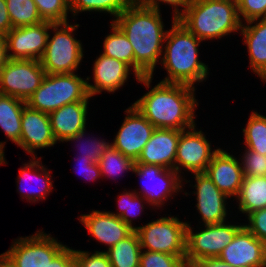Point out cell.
Instances as JSON below:
<instances>
[{
    "label": "cell",
    "instance_id": "6da1fadb",
    "mask_svg": "<svg viewBox=\"0 0 266 267\" xmlns=\"http://www.w3.org/2000/svg\"><path fill=\"white\" fill-rule=\"evenodd\" d=\"M153 79L154 76L139 78L137 82L146 90L151 88L132 104L155 128L185 130L194 126L199 107L197 88L162 81L152 87Z\"/></svg>",
    "mask_w": 266,
    "mask_h": 267
},
{
    "label": "cell",
    "instance_id": "7a4b0ae2",
    "mask_svg": "<svg viewBox=\"0 0 266 267\" xmlns=\"http://www.w3.org/2000/svg\"><path fill=\"white\" fill-rule=\"evenodd\" d=\"M161 10L140 4L136 0L114 19L124 32L134 52V72L141 78L154 76L160 64L168 28Z\"/></svg>",
    "mask_w": 266,
    "mask_h": 267
},
{
    "label": "cell",
    "instance_id": "3957f363",
    "mask_svg": "<svg viewBox=\"0 0 266 267\" xmlns=\"http://www.w3.org/2000/svg\"><path fill=\"white\" fill-rule=\"evenodd\" d=\"M171 18V27L166 34L160 62L167 75L160 81L186 84L197 88L195 86L206 82L210 75L208 64L202 62L199 56V47L203 42L175 16Z\"/></svg>",
    "mask_w": 266,
    "mask_h": 267
},
{
    "label": "cell",
    "instance_id": "277c9868",
    "mask_svg": "<svg viewBox=\"0 0 266 267\" xmlns=\"http://www.w3.org/2000/svg\"><path fill=\"white\" fill-rule=\"evenodd\" d=\"M202 42L240 33L237 0H193L177 17Z\"/></svg>",
    "mask_w": 266,
    "mask_h": 267
},
{
    "label": "cell",
    "instance_id": "5b68a950",
    "mask_svg": "<svg viewBox=\"0 0 266 267\" xmlns=\"http://www.w3.org/2000/svg\"><path fill=\"white\" fill-rule=\"evenodd\" d=\"M69 22L53 23L50 27L47 46L40 60L46 74L78 72L83 62L84 47L75 37L80 24Z\"/></svg>",
    "mask_w": 266,
    "mask_h": 267
},
{
    "label": "cell",
    "instance_id": "8992f818",
    "mask_svg": "<svg viewBox=\"0 0 266 267\" xmlns=\"http://www.w3.org/2000/svg\"><path fill=\"white\" fill-rule=\"evenodd\" d=\"M87 79L76 72L46 74L40 87L28 98L31 109L50 113L69 103L89 101Z\"/></svg>",
    "mask_w": 266,
    "mask_h": 267
},
{
    "label": "cell",
    "instance_id": "52a82bcc",
    "mask_svg": "<svg viewBox=\"0 0 266 267\" xmlns=\"http://www.w3.org/2000/svg\"><path fill=\"white\" fill-rule=\"evenodd\" d=\"M133 173L142 180L140 181L142 182L141 189L135 188L133 190L147 201L152 207L151 210H164L162 207L167 205L168 200L171 202V199L173 200L179 192H183L185 196H190V193L183 190L185 187L184 178L174 169L153 164L134 163Z\"/></svg>",
    "mask_w": 266,
    "mask_h": 267
},
{
    "label": "cell",
    "instance_id": "ba28073f",
    "mask_svg": "<svg viewBox=\"0 0 266 267\" xmlns=\"http://www.w3.org/2000/svg\"><path fill=\"white\" fill-rule=\"evenodd\" d=\"M186 226L177 215L165 214L144 225L136 226L141 249L180 256L185 261Z\"/></svg>",
    "mask_w": 266,
    "mask_h": 267
},
{
    "label": "cell",
    "instance_id": "9c48e42d",
    "mask_svg": "<svg viewBox=\"0 0 266 267\" xmlns=\"http://www.w3.org/2000/svg\"><path fill=\"white\" fill-rule=\"evenodd\" d=\"M198 226H196L198 231L194 232L195 228L187 221L185 263L188 266L196 260L218 258L244 223L234 221L233 224L227 221L221 224Z\"/></svg>",
    "mask_w": 266,
    "mask_h": 267
},
{
    "label": "cell",
    "instance_id": "30bf717a",
    "mask_svg": "<svg viewBox=\"0 0 266 267\" xmlns=\"http://www.w3.org/2000/svg\"><path fill=\"white\" fill-rule=\"evenodd\" d=\"M66 246L38 229L35 234L14 239L2 254L14 267H46Z\"/></svg>",
    "mask_w": 266,
    "mask_h": 267
},
{
    "label": "cell",
    "instance_id": "8fae6325",
    "mask_svg": "<svg viewBox=\"0 0 266 267\" xmlns=\"http://www.w3.org/2000/svg\"><path fill=\"white\" fill-rule=\"evenodd\" d=\"M196 126L182 130L177 144L175 171L184 179L186 174L183 171L187 174L205 172L213 156L220 150V147L213 149L206 134Z\"/></svg>",
    "mask_w": 266,
    "mask_h": 267
},
{
    "label": "cell",
    "instance_id": "7c38bea8",
    "mask_svg": "<svg viewBox=\"0 0 266 267\" xmlns=\"http://www.w3.org/2000/svg\"><path fill=\"white\" fill-rule=\"evenodd\" d=\"M46 75L38 60H11L0 69V93L23 101L40 87Z\"/></svg>",
    "mask_w": 266,
    "mask_h": 267
},
{
    "label": "cell",
    "instance_id": "4fadbf2b",
    "mask_svg": "<svg viewBox=\"0 0 266 267\" xmlns=\"http://www.w3.org/2000/svg\"><path fill=\"white\" fill-rule=\"evenodd\" d=\"M192 178L195 179L194 185L193 180L184 179V183L193 187L194 191L190 193L196 196L195 208L201 217L199 220L200 226L221 224L227 222L228 216L231 212L228 208L227 200H231L226 194H224L208 177L205 172L191 173ZM228 211L230 213H228ZM202 223V225H201Z\"/></svg>",
    "mask_w": 266,
    "mask_h": 267
},
{
    "label": "cell",
    "instance_id": "5bb4252c",
    "mask_svg": "<svg viewBox=\"0 0 266 267\" xmlns=\"http://www.w3.org/2000/svg\"><path fill=\"white\" fill-rule=\"evenodd\" d=\"M52 24L43 21L35 25L12 28L4 36L8 59L40 61L47 46Z\"/></svg>",
    "mask_w": 266,
    "mask_h": 267
},
{
    "label": "cell",
    "instance_id": "9a60e30c",
    "mask_svg": "<svg viewBox=\"0 0 266 267\" xmlns=\"http://www.w3.org/2000/svg\"><path fill=\"white\" fill-rule=\"evenodd\" d=\"M124 112L126 115L111 145L135 162L156 128L133 104Z\"/></svg>",
    "mask_w": 266,
    "mask_h": 267
},
{
    "label": "cell",
    "instance_id": "2e32d148",
    "mask_svg": "<svg viewBox=\"0 0 266 267\" xmlns=\"http://www.w3.org/2000/svg\"><path fill=\"white\" fill-rule=\"evenodd\" d=\"M92 66V81L94 84L89 83L90 76L86 77L88 93L92 98L96 94H102V92L114 94L124 87L130 77V73L133 74L135 80H139L136 73L126 63L101 53L93 61Z\"/></svg>",
    "mask_w": 266,
    "mask_h": 267
},
{
    "label": "cell",
    "instance_id": "e0dca14e",
    "mask_svg": "<svg viewBox=\"0 0 266 267\" xmlns=\"http://www.w3.org/2000/svg\"><path fill=\"white\" fill-rule=\"evenodd\" d=\"M57 143L51 128L49 114L25 105L21 119V139L17 146L31 157H37V150L49 149Z\"/></svg>",
    "mask_w": 266,
    "mask_h": 267
},
{
    "label": "cell",
    "instance_id": "ac0fdd59",
    "mask_svg": "<svg viewBox=\"0 0 266 267\" xmlns=\"http://www.w3.org/2000/svg\"><path fill=\"white\" fill-rule=\"evenodd\" d=\"M218 259L234 267L266 266V243L243 226L220 253Z\"/></svg>",
    "mask_w": 266,
    "mask_h": 267
},
{
    "label": "cell",
    "instance_id": "d6986e66",
    "mask_svg": "<svg viewBox=\"0 0 266 267\" xmlns=\"http://www.w3.org/2000/svg\"><path fill=\"white\" fill-rule=\"evenodd\" d=\"M41 160L42 157H31L27 163L24 162L22 164L23 166L18 168L19 172L16 179L17 192L20 193L21 199L24 198L26 202L32 204L46 200V197L50 195L49 193L54 191L51 169L49 170L48 167L45 166L46 164H43ZM27 182L28 186L26 184ZM34 182L37 186H34L36 185Z\"/></svg>",
    "mask_w": 266,
    "mask_h": 267
},
{
    "label": "cell",
    "instance_id": "ffe728a7",
    "mask_svg": "<svg viewBox=\"0 0 266 267\" xmlns=\"http://www.w3.org/2000/svg\"><path fill=\"white\" fill-rule=\"evenodd\" d=\"M77 219L80 224L84 225V229H87L91 238L106 246L104 251H107L133 231L120 217L105 209L104 211L92 209L89 214L81 213Z\"/></svg>",
    "mask_w": 266,
    "mask_h": 267
},
{
    "label": "cell",
    "instance_id": "44dd1931",
    "mask_svg": "<svg viewBox=\"0 0 266 267\" xmlns=\"http://www.w3.org/2000/svg\"><path fill=\"white\" fill-rule=\"evenodd\" d=\"M223 148L213 156L205 173L230 199H235L244 180L240 159Z\"/></svg>",
    "mask_w": 266,
    "mask_h": 267
},
{
    "label": "cell",
    "instance_id": "7402d4cb",
    "mask_svg": "<svg viewBox=\"0 0 266 267\" xmlns=\"http://www.w3.org/2000/svg\"><path fill=\"white\" fill-rule=\"evenodd\" d=\"M182 130L156 128L134 163L159 165L175 170L177 144Z\"/></svg>",
    "mask_w": 266,
    "mask_h": 267
},
{
    "label": "cell",
    "instance_id": "603a6c76",
    "mask_svg": "<svg viewBox=\"0 0 266 267\" xmlns=\"http://www.w3.org/2000/svg\"><path fill=\"white\" fill-rule=\"evenodd\" d=\"M89 101H78L64 105L49 113L51 128L55 140L59 143L87 130Z\"/></svg>",
    "mask_w": 266,
    "mask_h": 267
},
{
    "label": "cell",
    "instance_id": "cb8c5ba5",
    "mask_svg": "<svg viewBox=\"0 0 266 267\" xmlns=\"http://www.w3.org/2000/svg\"><path fill=\"white\" fill-rule=\"evenodd\" d=\"M239 34L242 35V42L247 47L248 68L266 83V18L242 23Z\"/></svg>",
    "mask_w": 266,
    "mask_h": 267
},
{
    "label": "cell",
    "instance_id": "d4e9b609",
    "mask_svg": "<svg viewBox=\"0 0 266 267\" xmlns=\"http://www.w3.org/2000/svg\"><path fill=\"white\" fill-rule=\"evenodd\" d=\"M26 102L0 93V129L3 130L6 138L19 144L21 139L22 111ZM7 141H0V150L5 154Z\"/></svg>",
    "mask_w": 266,
    "mask_h": 267
},
{
    "label": "cell",
    "instance_id": "484cf974",
    "mask_svg": "<svg viewBox=\"0 0 266 267\" xmlns=\"http://www.w3.org/2000/svg\"><path fill=\"white\" fill-rule=\"evenodd\" d=\"M234 200L238 212L245 217L255 210L266 208V176H245L240 192Z\"/></svg>",
    "mask_w": 266,
    "mask_h": 267
},
{
    "label": "cell",
    "instance_id": "4316f807",
    "mask_svg": "<svg viewBox=\"0 0 266 267\" xmlns=\"http://www.w3.org/2000/svg\"><path fill=\"white\" fill-rule=\"evenodd\" d=\"M141 250L138 235L133 230L105 252L112 267H139Z\"/></svg>",
    "mask_w": 266,
    "mask_h": 267
},
{
    "label": "cell",
    "instance_id": "83f0119b",
    "mask_svg": "<svg viewBox=\"0 0 266 267\" xmlns=\"http://www.w3.org/2000/svg\"><path fill=\"white\" fill-rule=\"evenodd\" d=\"M109 26L110 33L104 38L101 54L126 63L134 71V52L130 41L114 22H110Z\"/></svg>",
    "mask_w": 266,
    "mask_h": 267
},
{
    "label": "cell",
    "instance_id": "f1b7e54d",
    "mask_svg": "<svg viewBox=\"0 0 266 267\" xmlns=\"http://www.w3.org/2000/svg\"><path fill=\"white\" fill-rule=\"evenodd\" d=\"M135 0H69L71 18L78 16V13L99 12L109 14L112 19L120 15L128 8Z\"/></svg>",
    "mask_w": 266,
    "mask_h": 267
},
{
    "label": "cell",
    "instance_id": "f546056e",
    "mask_svg": "<svg viewBox=\"0 0 266 267\" xmlns=\"http://www.w3.org/2000/svg\"><path fill=\"white\" fill-rule=\"evenodd\" d=\"M126 189L127 188H124V191L120 192L121 194L117 195L118 198L115 199L117 200L116 206L118 207L116 212H112L110 210L109 212L117 217H120L125 224H127L132 230H135L136 222L134 223L133 221H136L135 219H137L138 216H141L142 213L144 214L145 208L147 209V207H149V209H151V207L147 201L141 195H137L133 189L130 190L129 188L128 191ZM145 205L148 206L146 207Z\"/></svg>",
    "mask_w": 266,
    "mask_h": 267
},
{
    "label": "cell",
    "instance_id": "4dcf8cb0",
    "mask_svg": "<svg viewBox=\"0 0 266 267\" xmlns=\"http://www.w3.org/2000/svg\"><path fill=\"white\" fill-rule=\"evenodd\" d=\"M248 117L242 128L244 148L266 155V116L252 110Z\"/></svg>",
    "mask_w": 266,
    "mask_h": 267
},
{
    "label": "cell",
    "instance_id": "1f68e13d",
    "mask_svg": "<svg viewBox=\"0 0 266 267\" xmlns=\"http://www.w3.org/2000/svg\"><path fill=\"white\" fill-rule=\"evenodd\" d=\"M98 165L102 178L110 177L109 179L113 180L122 176L124 172H132L134 161L111 146L101 155Z\"/></svg>",
    "mask_w": 266,
    "mask_h": 267
},
{
    "label": "cell",
    "instance_id": "d6a6232c",
    "mask_svg": "<svg viewBox=\"0 0 266 267\" xmlns=\"http://www.w3.org/2000/svg\"><path fill=\"white\" fill-rule=\"evenodd\" d=\"M6 6L13 28L43 22L34 0H6Z\"/></svg>",
    "mask_w": 266,
    "mask_h": 267
},
{
    "label": "cell",
    "instance_id": "836d02e7",
    "mask_svg": "<svg viewBox=\"0 0 266 267\" xmlns=\"http://www.w3.org/2000/svg\"><path fill=\"white\" fill-rule=\"evenodd\" d=\"M87 132L88 131L86 130L78 132L74 136L69 137L65 142H78L79 144H76L77 146L80 145L78 146L80 151L78 155L83 158L88 157L93 163H98L101 155L112 146L111 142L109 140L107 142L105 139H101L100 137H94L96 135L91 137ZM86 134L89 137H87Z\"/></svg>",
    "mask_w": 266,
    "mask_h": 267
},
{
    "label": "cell",
    "instance_id": "e575fe53",
    "mask_svg": "<svg viewBox=\"0 0 266 267\" xmlns=\"http://www.w3.org/2000/svg\"><path fill=\"white\" fill-rule=\"evenodd\" d=\"M43 21L52 23L68 22L69 0H34Z\"/></svg>",
    "mask_w": 266,
    "mask_h": 267
},
{
    "label": "cell",
    "instance_id": "d590c367",
    "mask_svg": "<svg viewBox=\"0 0 266 267\" xmlns=\"http://www.w3.org/2000/svg\"><path fill=\"white\" fill-rule=\"evenodd\" d=\"M185 261L176 255L142 249L139 267H185Z\"/></svg>",
    "mask_w": 266,
    "mask_h": 267
},
{
    "label": "cell",
    "instance_id": "8d00e7d4",
    "mask_svg": "<svg viewBox=\"0 0 266 267\" xmlns=\"http://www.w3.org/2000/svg\"><path fill=\"white\" fill-rule=\"evenodd\" d=\"M238 157L241 162L244 176L261 177L266 176V155L244 149L243 154Z\"/></svg>",
    "mask_w": 266,
    "mask_h": 267
},
{
    "label": "cell",
    "instance_id": "74e56055",
    "mask_svg": "<svg viewBox=\"0 0 266 267\" xmlns=\"http://www.w3.org/2000/svg\"><path fill=\"white\" fill-rule=\"evenodd\" d=\"M237 7L242 23L266 18V0H237Z\"/></svg>",
    "mask_w": 266,
    "mask_h": 267
},
{
    "label": "cell",
    "instance_id": "f35d334b",
    "mask_svg": "<svg viewBox=\"0 0 266 267\" xmlns=\"http://www.w3.org/2000/svg\"><path fill=\"white\" fill-rule=\"evenodd\" d=\"M94 249V252L75 250L76 267H112L105 251Z\"/></svg>",
    "mask_w": 266,
    "mask_h": 267
},
{
    "label": "cell",
    "instance_id": "ab89813d",
    "mask_svg": "<svg viewBox=\"0 0 266 267\" xmlns=\"http://www.w3.org/2000/svg\"><path fill=\"white\" fill-rule=\"evenodd\" d=\"M244 226L259 240L266 243V208L248 214Z\"/></svg>",
    "mask_w": 266,
    "mask_h": 267
},
{
    "label": "cell",
    "instance_id": "60d3db41",
    "mask_svg": "<svg viewBox=\"0 0 266 267\" xmlns=\"http://www.w3.org/2000/svg\"><path fill=\"white\" fill-rule=\"evenodd\" d=\"M76 160L78 164H76L77 168L75 167V169L80 176L82 175L83 178H85V180L96 182L98 179H102L98 163H93L88 157L83 158L76 156Z\"/></svg>",
    "mask_w": 266,
    "mask_h": 267
},
{
    "label": "cell",
    "instance_id": "b9f144b4",
    "mask_svg": "<svg viewBox=\"0 0 266 267\" xmlns=\"http://www.w3.org/2000/svg\"><path fill=\"white\" fill-rule=\"evenodd\" d=\"M140 4H143L145 6L155 8L157 10L161 9V5H169L172 6V12L173 16L176 18L189 6V4L193 0H136Z\"/></svg>",
    "mask_w": 266,
    "mask_h": 267
},
{
    "label": "cell",
    "instance_id": "7bdbcfd3",
    "mask_svg": "<svg viewBox=\"0 0 266 267\" xmlns=\"http://www.w3.org/2000/svg\"><path fill=\"white\" fill-rule=\"evenodd\" d=\"M46 267H76L74 249L66 246Z\"/></svg>",
    "mask_w": 266,
    "mask_h": 267
},
{
    "label": "cell",
    "instance_id": "ee69618b",
    "mask_svg": "<svg viewBox=\"0 0 266 267\" xmlns=\"http://www.w3.org/2000/svg\"><path fill=\"white\" fill-rule=\"evenodd\" d=\"M12 28L6 0H0V35L5 36Z\"/></svg>",
    "mask_w": 266,
    "mask_h": 267
},
{
    "label": "cell",
    "instance_id": "f6af8a7d",
    "mask_svg": "<svg viewBox=\"0 0 266 267\" xmlns=\"http://www.w3.org/2000/svg\"><path fill=\"white\" fill-rule=\"evenodd\" d=\"M190 267H234V266L225 264L218 258H213V259L196 260L190 265Z\"/></svg>",
    "mask_w": 266,
    "mask_h": 267
},
{
    "label": "cell",
    "instance_id": "bcb514c9",
    "mask_svg": "<svg viewBox=\"0 0 266 267\" xmlns=\"http://www.w3.org/2000/svg\"><path fill=\"white\" fill-rule=\"evenodd\" d=\"M8 61L5 37L0 35V69Z\"/></svg>",
    "mask_w": 266,
    "mask_h": 267
},
{
    "label": "cell",
    "instance_id": "7dc6e473",
    "mask_svg": "<svg viewBox=\"0 0 266 267\" xmlns=\"http://www.w3.org/2000/svg\"><path fill=\"white\" fill-rule=\"evenodd\" d=\"M0 267H14V266L3 254H0Z\"/></svg>",
    "mask_w": 266,
    "mask_h": 267
},
{
    "label": "cell",
    "instance_id": "c3c4849f",
    "mask_svg": "<svg viewBox=\"0 0 266 267\" xmlns=\"http://www.w3.org/2000/svg\"><path fill=\"white\" fill-rule=\"evenodd\" d=\"M5 156L6 155L0 150V166L1 165H5L6 166V164H8L6 159H5Z\"/></svg>",
    "mask_w": 266,
    "mask_h": 267
}]
</instances>
